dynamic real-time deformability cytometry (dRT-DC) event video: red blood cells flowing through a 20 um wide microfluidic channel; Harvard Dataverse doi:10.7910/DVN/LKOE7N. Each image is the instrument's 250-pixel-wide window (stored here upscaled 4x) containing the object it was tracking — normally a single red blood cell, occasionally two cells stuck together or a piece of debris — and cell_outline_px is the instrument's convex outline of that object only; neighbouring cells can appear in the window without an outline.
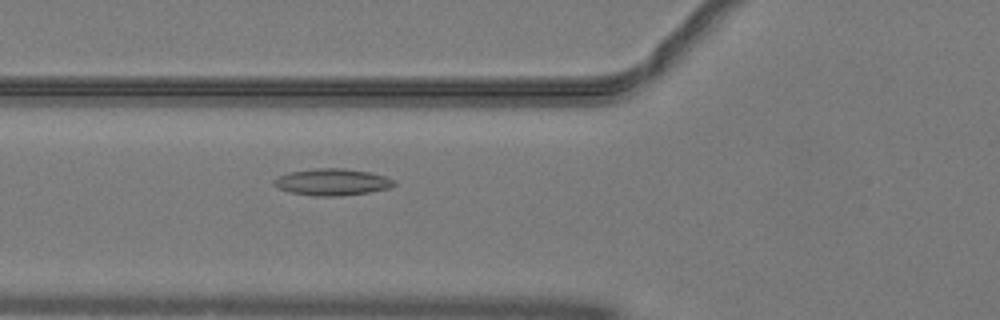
{"species": "common noctule bat (a hibernating species)", "species_latin": "Nyctalus noctula", "temperature_condition": "warm", "stored_images_in_passage": 29, "camera_frame_rate_fps": 3000, "um_per_image_px": 0.085, "animal": {"sex": "male", "body_mass_g": 19.2, "forearm_length_mm": 51.8}, "frame": {"image": 1, "passage_image": 21, "time_ms": 6.667, "image_size_px": [1000, 320], "cell_outline_px": [[396, 184], [388, 188], [368, 192], [340, 196], [312, 196], [288, 192], [272, 184], [272, 180], [276, 176], [288, 172], [316, 168], [344, 168], [368, 172], [384, 176], [396, 180]], "centroid_in_image_um": [28.18, 15.47], "position_along_channel_um": 97.6, "area_um2": 18.84}}
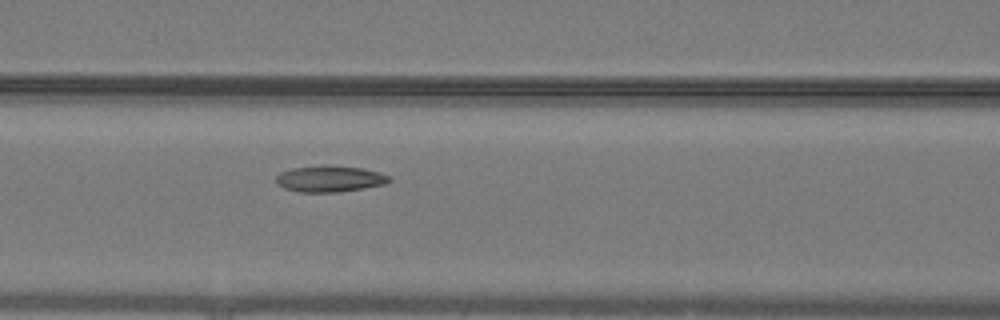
{"frame": {"image": 2, "passage_image": 24, "time_ms": 7.667, "image_size_px": [1000, 320], "cell_outline_px": [[392, 180], [384, 184], [364, 188], [340, 192], [300, 192], [284, 188], [276, 184], [276, 176], [280, 172], [292, 168], [324, 164], [360, 168], [380, 172], [388, 176]], "centroid_in_image_um": [28.0, 15.19], "position_along_channel_um": 138.6, "area_um2": 17.46}}
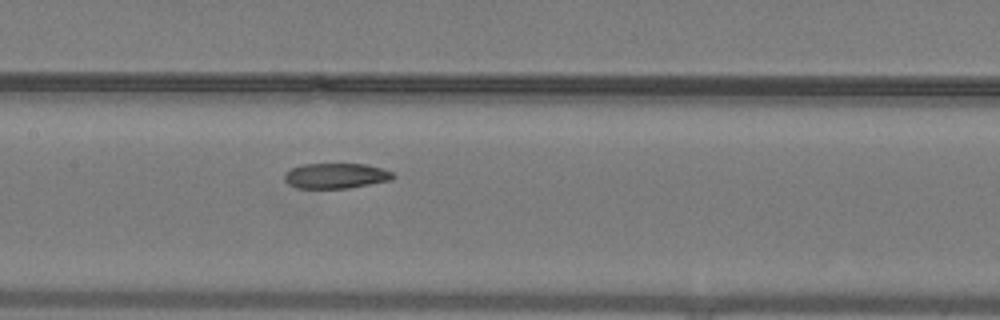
{"frame": {"image": 3, "passage_image": 27, "time_ms": 8.667, "image_size_px": [1000, 320], "cell_outline_px": [[396, 176], [392, 180], [348, 188], [296, 188], [288, 184], [284, 180], [284, 176], [292, 168], [304, 164], [364, 164], [384, 168], [392, 172]], "centroid_in_image_um": [28.59, 14.94], "position_along_channel_um": 178.8, "area_um2": 16.01}}